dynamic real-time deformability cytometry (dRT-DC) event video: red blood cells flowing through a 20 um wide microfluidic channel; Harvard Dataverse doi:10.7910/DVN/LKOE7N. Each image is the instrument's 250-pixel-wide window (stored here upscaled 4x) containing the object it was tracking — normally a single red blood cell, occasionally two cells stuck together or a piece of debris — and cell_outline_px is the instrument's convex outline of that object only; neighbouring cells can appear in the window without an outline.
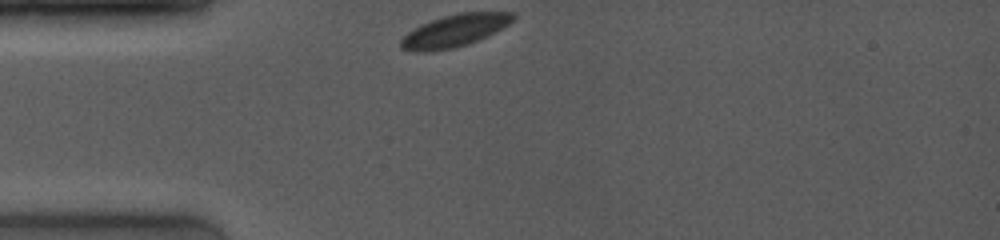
{"species": "common noctule bat (a hibernating species)", "species_latin": "Nyctalus noctula", "temperature_condition": "room temperature", "stored_images_in_passage": 41, "camera_frame_rate_fps": 4000, "um_per_image_px": 0.085, "animal": {"sex": "female", "body_mass_g": 19.0, "forearm_length_mm": 53.3}, "frame": {"image": 1, "passage_image": 1, "time_ms": 0.0, "image_size_px": [1000, 240], "cell_outline_px": [[516, 16], [508, 24], [496, 32], [468, 44], [452, 48], [432, 52], [420, 52], [400, 48], [400, 40], [408, 32], [420, 24], [444, 16], [460, 12], [512, 12]], "centroid_in_image_um": [38.63, 2.61], "position_along_channel_um": 46.4, "area_um2": 21.04}}
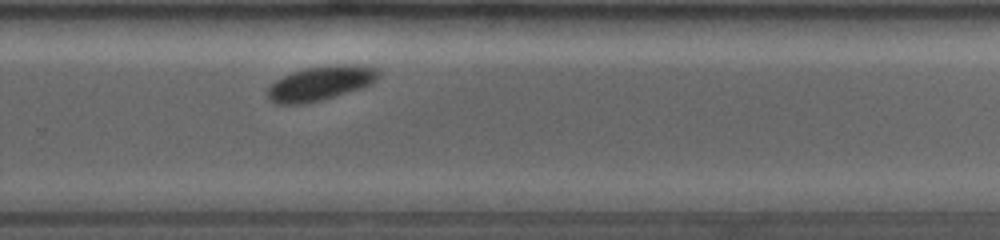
{"frame": {"image": 2, "passage_image": 29, "time_ms": 7.0, "image_size_px": [1000, 240], "cell_outline_px": [[380, 76], [372, 84], [360, 88], [320, 100], [304, 104], [276, 104], [268, 100], [268, 88], [276, 80], [292, 72], [304, 68], [376, 68], [380, 72]], "centroid_in_image_um": [27.13, 7.15], "position_along_channel_um": 302.7, "area_um2": 20.87}}
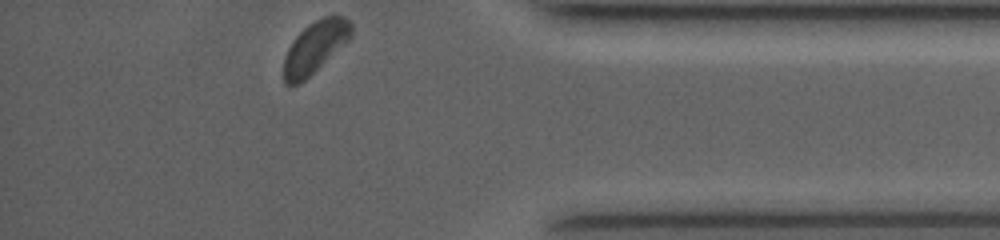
{"frame": {"image": 3, "passage_image": 41, "time_ms": 10.0, "image_size_px": [1000, 240], "cell_outline_px": [[352, 36], [348, 40], [300, 84], [284, 84], [284, 56], [288, 48], [296, 36], [308, 24], [332, 12], [336, 12], [344, 16], [352, 24]], "centroid_in_image_um": [26.8, 3.95], "position_along_channel_um": 408.4, "area_um2": 20.35}, "authors_computed_cell_mechanics": {"area_um2": 21.4438, "velocity_mm_per_s": 3.9148, "shape_relaxation_time_tau1_ms": 1.6616, "shape_relaxation_time_tau2_ms": null, "deformation_change_tau1": 0.0686, "deformation_change_tau2": null}}